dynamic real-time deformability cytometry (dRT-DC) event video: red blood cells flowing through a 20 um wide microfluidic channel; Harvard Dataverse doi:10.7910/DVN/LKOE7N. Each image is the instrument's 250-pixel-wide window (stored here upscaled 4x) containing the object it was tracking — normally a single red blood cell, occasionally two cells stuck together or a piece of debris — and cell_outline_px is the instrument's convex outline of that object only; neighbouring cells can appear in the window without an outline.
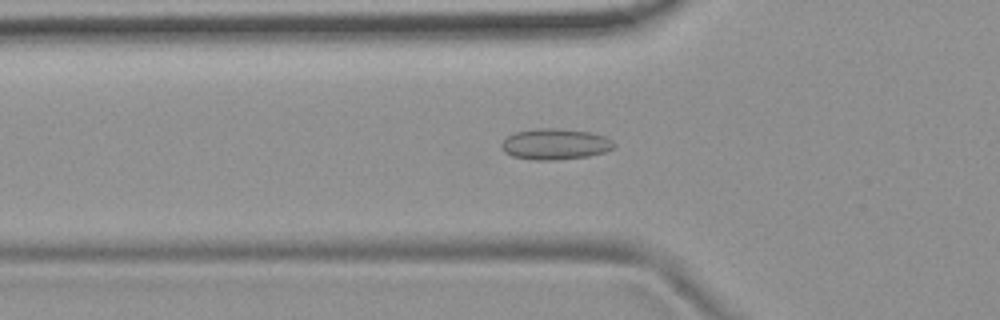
{"species": "common noctule bat (a hibernating species)", "species_latin": "Nyctalus noctula", "temperature_condition": "room temperature", "stored_images_in_passage": 53, "camera_frame_rate_fps": 3000, "um_per_image_px": 0.085, "animal": {"sex": "female", "body_mass_g": 19.9}, "frame": {"image": 1, "passage_image": 18, "time_ms": 5.667, "image_size_px": [1000, 320], "cell_outline_px": [[616, 144], [612, 148], [604, 152], [588, 156], [556, 160], [532, 160], [512, 156], [504, 152], [500, 148], [500, 144], [508, 136], [516, 132], [536, 128], [556, 128], [592, 132], [604, 136], [612, 140]], "centroid_in_image_um": [47.17, 12.25], "position_along_channel_um": 78.6, "area_um2": 20.4}}
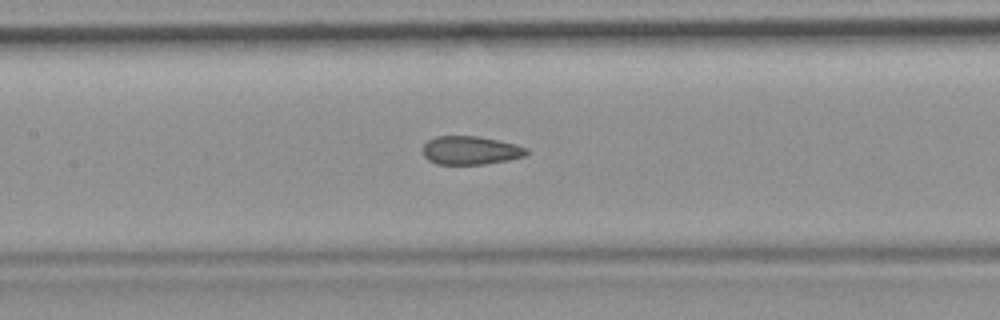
{"frame": {"image": 2, "passage_image": 25, "time_ms": 8.0, "image_size_px": [1000, 320], "cell_outline_px": [[528, 152], [524, 156], [508, 160], [484, 164], [436, 164], [428, 160], [424, 156], [424, 144], [428, 140], [436, 136], [476, 136], [516, 144], [528, 148]], "centroid_in_image_um": [39.99, 12.78], "position_along_channel_um": 167.4, "area_um2": 17.11}}
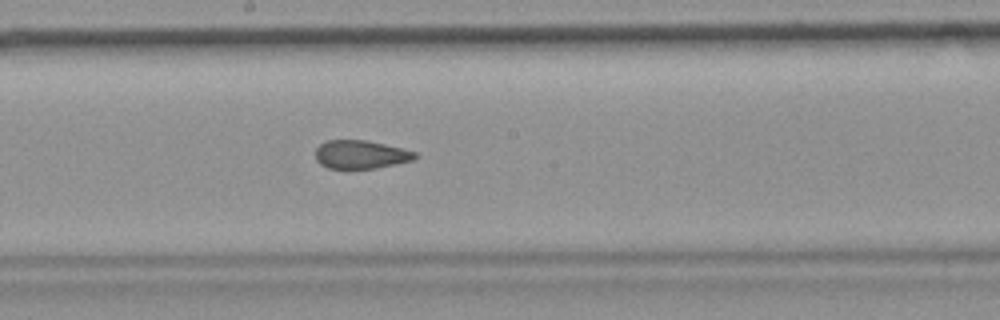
{"frame": {"image": 3, "passage_image": 29, "time_ms": 9.333, "image_size_px": [1000, 320], "cell_outline_px": [[420, 156], [412, 160], [396, 164], [376, 168], [328, 168], [320, 164], [316, 160], [316, 148], [320, 144], [328, 140], [364, 140], [384, 144], [416, 152]], "centroid_in_image_um": [30.66, 13.13], "position_along_channel_um": 217.5, "area_um2": 16.36}, "authors_computed_cell_mechanics": {"area_um2": 18.3226, "velocity_mm_per_s": 3.7772, "shape_relaxation_time_tau1_ms": null, "shape_relaxation_time_tau2_ms": 2.0444, "deformation_change_tau1": null, "deformation_change_tau2": 0.0871}}